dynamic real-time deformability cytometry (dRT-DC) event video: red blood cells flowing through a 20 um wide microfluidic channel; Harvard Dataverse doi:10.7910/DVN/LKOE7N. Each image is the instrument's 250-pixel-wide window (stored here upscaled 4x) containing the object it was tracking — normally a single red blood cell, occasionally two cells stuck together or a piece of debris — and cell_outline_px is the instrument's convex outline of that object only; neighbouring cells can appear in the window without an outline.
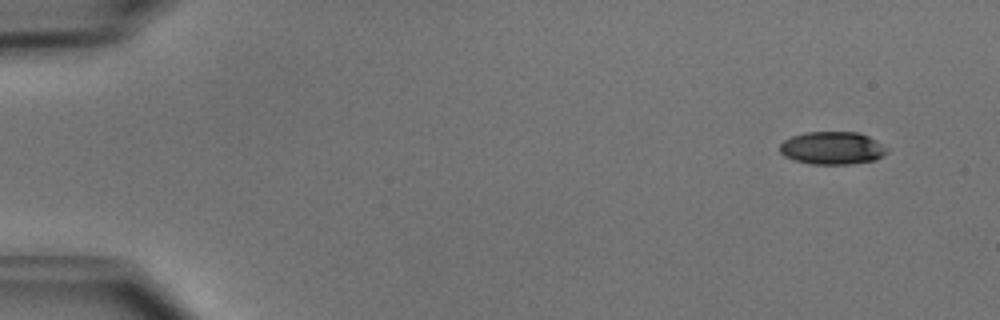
{"species": "common noctule bat (a hibernating species)", "species_latin": "Nyctalus noctula", "temperature_condition": "cold", "stored_images_in_passage": 48, "camera_frame_rate_fps": 3000, "um_per_image_px": 0.085, "animal": {"sex": "male", "body_mass_g": 15.6}, "frame": {"image": 1, "passage_image": 1, "time_ms": 0.0, "image_size_px": [1000, 320], "cell_outline_px": [[888, 152], [876, 160], [852, 164], [812, 164], [796, 160], [784, 156], [780, 152], [780, 144], [784, 140], [792, 136], [808, 132], [860, 132], [876, 140]], "centroid_in_image_um": [70.74, 12.58], "position_along_channel_um": 14.3, "area_um2": 20.35}}
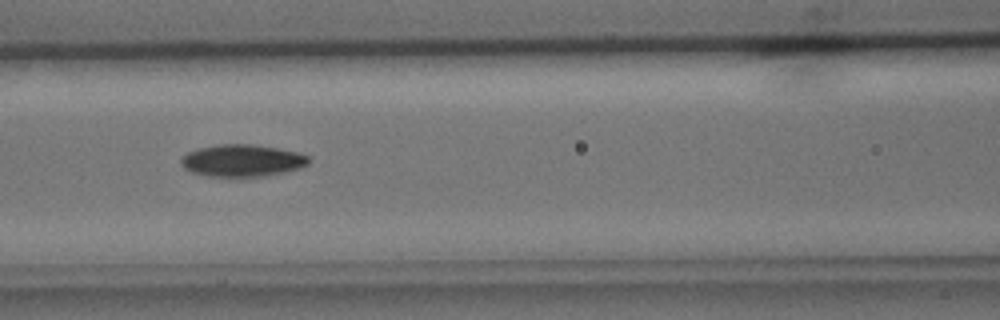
{"frame": {"image": 2, "passage_image": 20, "time_ms": 6.333, "image_size_px": [1000, 320], "cell_outline_px": [[308, 164], [300, 168], [284, 172], [264, 176], [208, 176], [192, 172], [184, 168], [180, 164], [180, 160], [188, 152], [196, 148], [216, 144], [252, 144], [300, 152], [308, 156]], "centroid_in_image_um": [20.57, 13.63], "position_along_channel_um": 146.0, "area_um2": 23.87}}
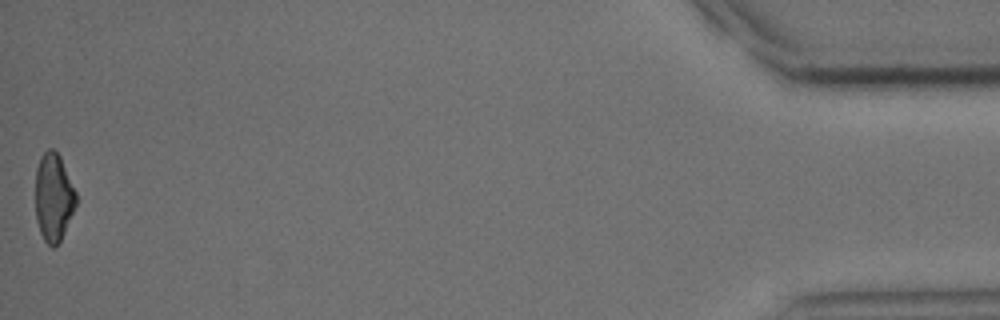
{"frame": {"image": 3, "passage_image": 48, "time_ms": 15.667, "image_size_px": [1000, 320], "cell_outline_px": [[76, 204], [64, 232], [60, 240], [52, 248], [44, 240], [40, 232], [36, 220], [36, 168], [40, 156], [48, 148], [52, 148], [60, 156], [76, 192]], "centroid_in_image_um": [4.54, 16.74], "position_along_channel_um": 430.7, "area_um2": 20.63}, "authors_computed_cell_mechanics": {"area_um2": 22.2819, "velocity_mm_per_s": 3.9933, "shape_relaxation_time_tau1_ms": 3.3734, "shape_relaxation_time_tau2_ms": null, "deformation_change_tau1": 0.1317, "deformation_change_tau2": null}}